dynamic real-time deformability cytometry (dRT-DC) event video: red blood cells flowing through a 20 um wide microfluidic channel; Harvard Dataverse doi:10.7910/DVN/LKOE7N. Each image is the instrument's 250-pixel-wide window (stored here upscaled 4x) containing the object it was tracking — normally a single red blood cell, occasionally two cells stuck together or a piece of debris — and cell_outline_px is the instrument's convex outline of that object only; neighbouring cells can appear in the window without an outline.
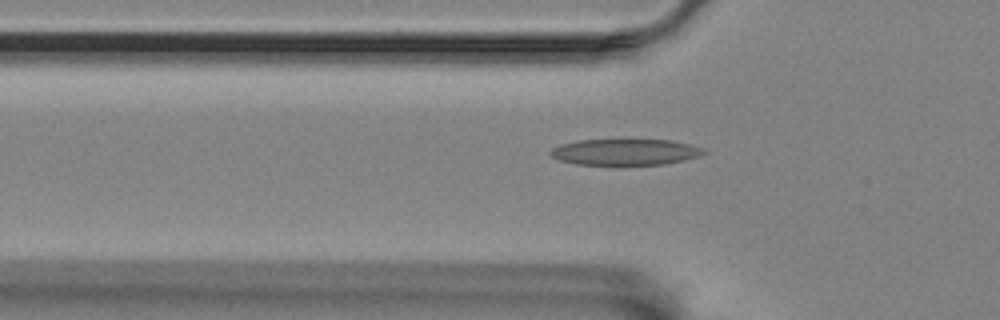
{"species": "Egyptian fruit bat (a non-hibernating species)", "species_latin": "Rousettus aegyptiacus", "temperature_condition": "room temperature", "stored_images_in_passage": 43, "segment_of_instrument_passage": [1, 2], "camera_frame_rate_fps": 3000, "um_per_image_px": 0.085, "animal": {"sex": "female"}, "frame": {"image": 1, "passage_image": 3, "time_ms": 0.667, "image_size_px": [1000, 320], "cell_outline_px": [[708, 152], [700, 156], [684, 160], [664, 164], [576, 164], [560, 160], [552, 156], [548, 152], [552, 148], [560, 144], [576, 140], [672, 140], [692, 144], [704, 148]], "centroid_in_image_um": [53.18, 12.91], "position_along_channel_um": 72.6, "area_um2": 23.35}}
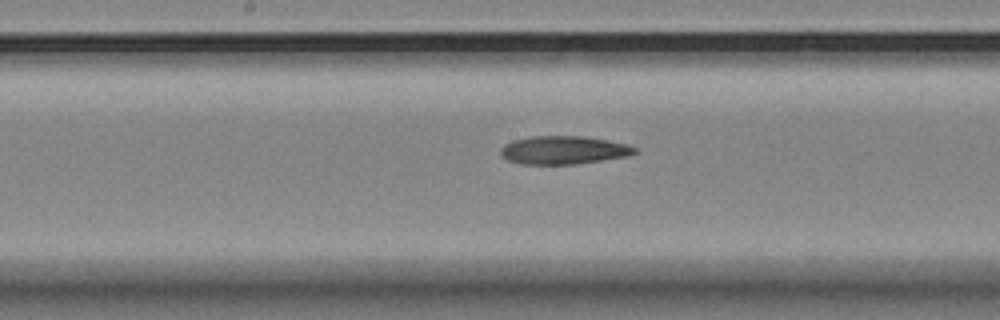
{"frame": {"image": 2, "passage_image": 14, "time_ms": 4.333, "image_size_px": [1000, 320], "cell_outline_px": [[640, 152], [628, 156], [576, 164], [520, 164], [508, 160], [500, 152], [500, 148], [504, 144], [512, 140], [528, 136], [584, 136], [608, 140], [628, 144], [636, 148]], "centroid_in_image_um": [47.92, 12.75], "position_along_channel_um": 200.3, "area_um2": 22.25}}
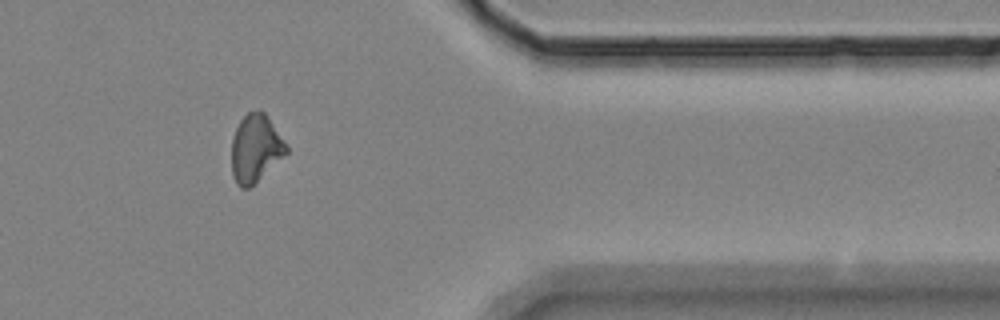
{"frame": {"image": 3, "passage_image": 32, "time_ms": 10.333, "image_size_px": [1000, 320], "cell_outline_px": [[288, 152], [248, 188], [240, 188], [236, 184], [232, 176], [232, 140], [236, 128], [240, 120], [248, 112], [260, 108], [268, 116], [288, 148]], "centroid_in_image_um": [21.7, 12.59], "position_along_channel_um": 389.7, "area_um2": 21.33}}